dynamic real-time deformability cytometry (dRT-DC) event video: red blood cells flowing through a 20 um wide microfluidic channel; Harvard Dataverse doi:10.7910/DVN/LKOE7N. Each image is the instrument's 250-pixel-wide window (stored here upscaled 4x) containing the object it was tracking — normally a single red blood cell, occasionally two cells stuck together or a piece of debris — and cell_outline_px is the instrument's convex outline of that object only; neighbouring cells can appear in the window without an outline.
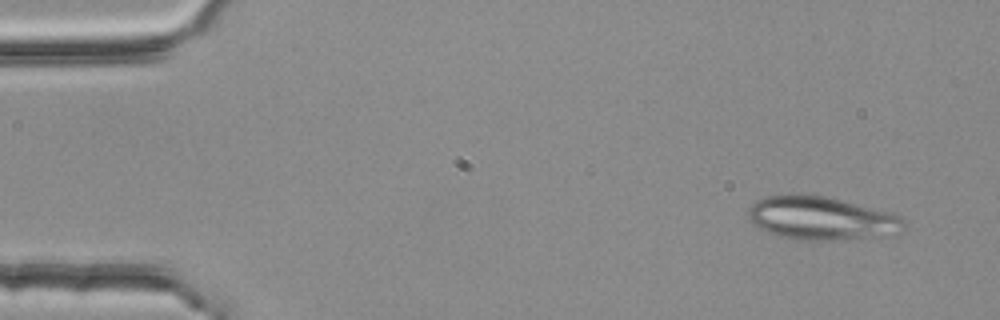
{"species": "common noctule bat (a hibernating species)", "species_latin": "Nyctalus noctula", "temperature_condition": "room temperature", "stored_images_in_passage": 4, "camera_frame_rate_fps": 3000, "um_per_image_px": 0.085, "animal": {"sex": "female", "body_mass_g": 25.1}, "frame": {"image": 1, "passage_image": 1, "time_ms": 0.0, "image_size_px": [1000, 320], "cell_outline_px": [[908, 224], [904, 232], [832, 240], [800, 240], [780, 236], [756, 228], [748, 220], [748, 208], [756, 200], [764, 196], [788, 192], [824, 196], [892, 212], [900, 216]], "centroid_in_image_um": [69.75, 18.52], "position_along_channel_um": 15.2, "area_um2": 39.77}}